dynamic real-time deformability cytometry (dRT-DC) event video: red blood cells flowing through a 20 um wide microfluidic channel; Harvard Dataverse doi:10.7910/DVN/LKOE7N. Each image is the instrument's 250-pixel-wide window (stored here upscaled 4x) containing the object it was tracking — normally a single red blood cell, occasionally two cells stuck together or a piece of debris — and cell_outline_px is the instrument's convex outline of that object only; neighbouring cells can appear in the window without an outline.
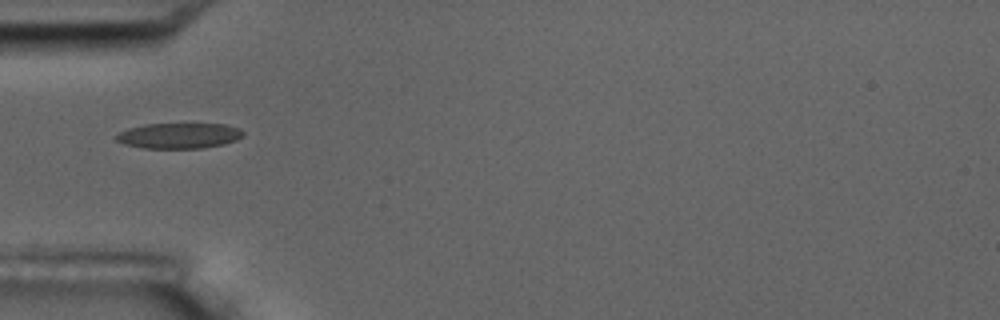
{"species": "common noctule bat (a hibernating species)", "species_latin": "Nyctalus noctula", "temperature_condition": "room temperature", "stored_images_in_passage": 15, "camera_frame_rate_fps": 3000, "um_per_image_px": 0.085, "animal": {"sex": "male", "body_mass_g": 17.5, "forearm_length_mm": 52.3}, "frame": {"image": 1, "passage_image": 5, "time_ms": 5.667, "image_size_px": [1000, 320], "cell_outline_px": [[244, 136], [236, 140], [224, 144], [204, 148], [144, 148], [124, 144], [116, 140], [116, 136], [120, 132], [128, 128], [144, 124], [224, 124], [240, 128], [244, 132]], "centroid_in_image_um": [15.25, 11.53], "position_along_channel_um": 69.8, "area_um2": 18.9}}
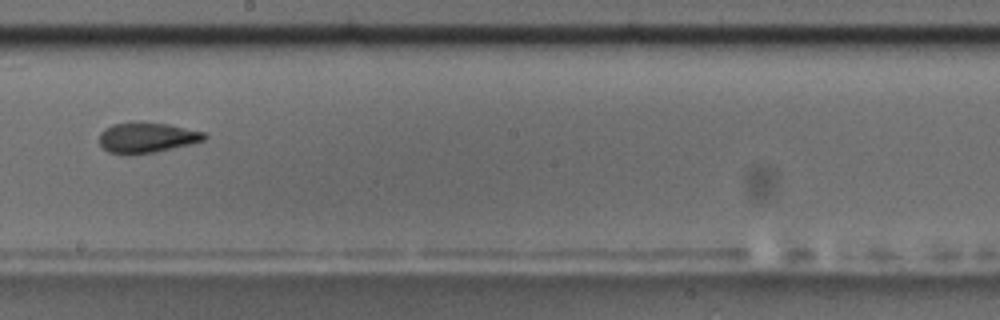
{"frame": {"image": 2, "passage_image": 9, "time_ms": 10.333, "image_size_px": [1000, 320], "cell_outline_px": [[208, 136], [204, 140], [192, 144], [156, 152], [108, 152], [100, 144], [100, 132], [104, 128], [112, 124], [140, 120], [168, 124], [204, 132]], "centroid_in_image_um": [12.51, 11.64], "position_along_channel_um": 235.7, "area_um2": 18.5}, "authors_computed_cell_mechanics": {"area_um2": 19.4786, "velocity_mm_per_s": 3.5615, "shape_relaxation_time_tau1_ms": 9.0901, "shape_relaxation_time_tau2_ms": 2.1644, "deformation_change_tau1": 0.1863, "deformation_change_tau2": 0.0883}}